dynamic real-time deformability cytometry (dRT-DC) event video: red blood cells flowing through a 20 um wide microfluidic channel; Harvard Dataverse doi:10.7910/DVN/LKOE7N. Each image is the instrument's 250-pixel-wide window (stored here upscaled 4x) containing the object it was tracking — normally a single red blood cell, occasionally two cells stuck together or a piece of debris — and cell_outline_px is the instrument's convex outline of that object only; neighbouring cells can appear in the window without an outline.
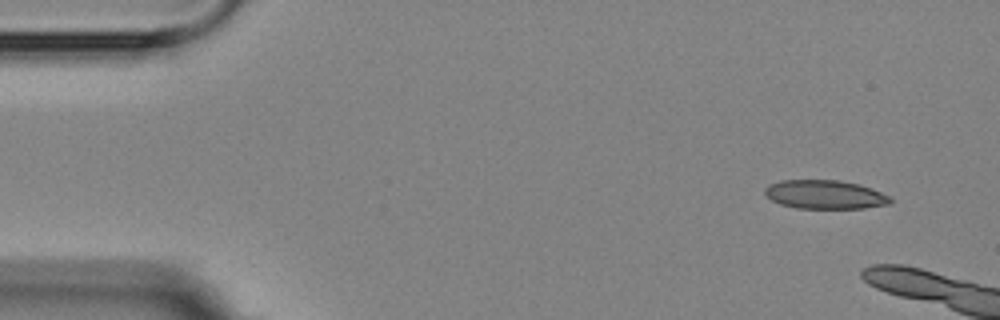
{"species": "Egyptian fruit bat (a non-hibernating species)", "species_latin": "Rousettus aegyptiacus", "temperature_condition": "room temperature", "stored_images_in_passage": 2, "camera_frame_rate_fps": 3000, "um_per_image_px": 0.085, "animal": {"sex": "female"}, "frame": {"image": 1, "passage_image": 1, "time_ms": 0.0, "image_size_px": [1000, 320], "cell_outline_px": [[892, 204], [864, 208], [796, 208], [780, 204], [772, 200], [764, 192], [764, 188], [768, 184], [780, 180], [836, 180], [856, 184], [872, 188], [888, 196], [892, 200]], "centroid_in_image_um": [70.1, 16.54], "position_along_channel_um": 14.9, "area_um2": 20.98}}